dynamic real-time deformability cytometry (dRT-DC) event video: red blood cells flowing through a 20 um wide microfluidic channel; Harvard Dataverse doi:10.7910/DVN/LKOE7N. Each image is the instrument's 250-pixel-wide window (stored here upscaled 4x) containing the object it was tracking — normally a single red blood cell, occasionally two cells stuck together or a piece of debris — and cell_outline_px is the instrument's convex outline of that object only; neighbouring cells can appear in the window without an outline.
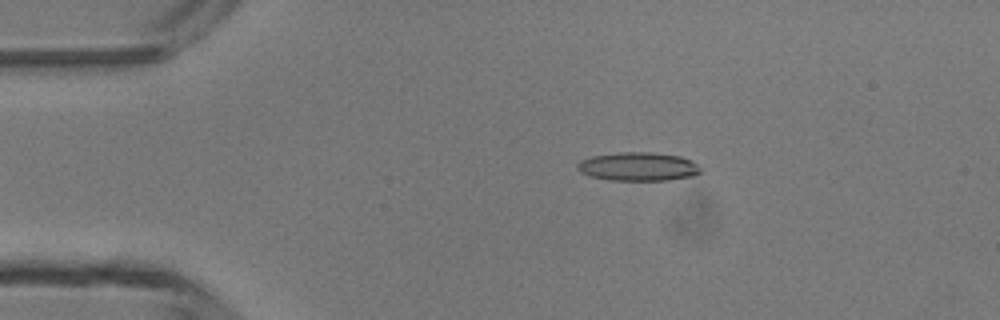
{"species": "common noctule bat (a hibernating species)", "species_latin": "Nyctalus noctula", "temperature_condition": "room temperature", "stored_images_in_passage": 47, "camera_frame_rate_fps": 3000, "um_per_image_px": 0.085, "animal": {"sex": "male", "body_mass_g": 13.3}, "frame": {"image": 1, "passage_image": 9, "time_ms": 2.667, "image_size_px": [1000, 320], "cell_outline_px": [[700, 172], [692, 176], [668, 180], [608, 180], [592, 176], [580, 172], [576, 168], [576, 164], [580, 160], [592, 156], [620, 152], [652, 152], [680, 156], [692, 160], [700, 168]], "centroid_in_image_um": [54.22, 14.15], "position_along_channel_um": 30.8, "area_um2": 20.52}}
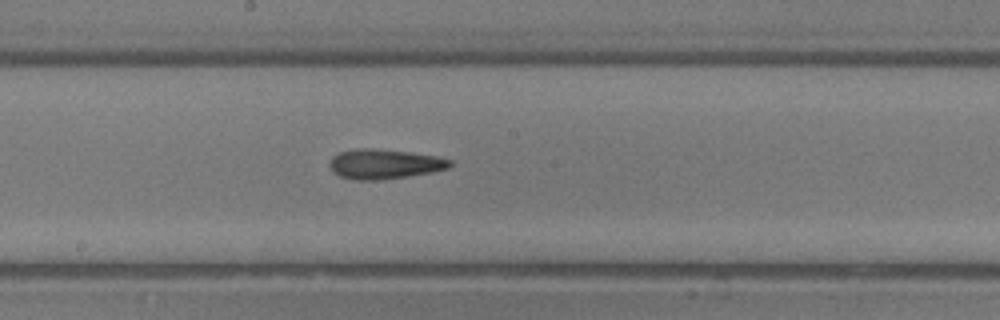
{"frame": {"image": 2, "passage_image": 25, "time_ms": 8.0, "image_size_px": [1000, 320], "cell_outline_px": [[452, 164], [448, 168], [432, 172], [408, 176], [376, 180], [352, 180], [340, 176], [332, 172], [328, 164], [332, 156], [340, 152], [356, 148], [372, 148], [408, 152], [436, 156], [452, 160]], "centroid_in_image_um": [32.63, 13.94], "position_along_channel_um": 215.6, "area_um2": 20.92}}
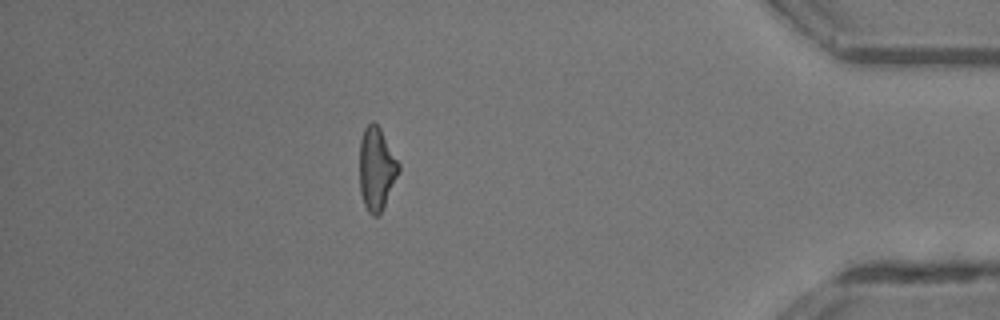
{"frame": {"image": 3, "passage_image": 41, "time_ms": 13.333, "image_size_px": [1000, 320], "cell_outline_px": [[400, 168], [384, 204], [380, 212], [376, 216], [372, 216], [368, 212], [364, 204], [360, 192], [360, 140], [364, 128], [372, 120], [380, 128], [400, 164]], "centroid_in_image_um": [31.98, 14.31], "position_along_channel_um": 403.2, "area_um2": 18.55}}